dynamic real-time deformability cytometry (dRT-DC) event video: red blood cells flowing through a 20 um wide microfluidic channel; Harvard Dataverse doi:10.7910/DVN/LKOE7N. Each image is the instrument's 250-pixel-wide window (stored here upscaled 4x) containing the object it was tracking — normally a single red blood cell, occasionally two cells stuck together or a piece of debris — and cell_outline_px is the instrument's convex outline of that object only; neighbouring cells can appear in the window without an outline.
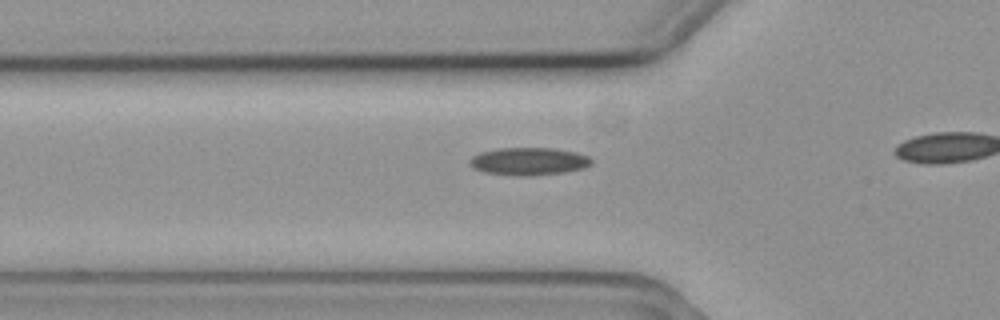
{"species": "common noctule bat (a hibernating species)", "species_latin": "Nyctalus noctula", "temperature_condition": "cold", "stored_images_in_passage": 20, "camera_frame_rate_fps": 3000, "um_per_image_px": 0.085, "animal": {"sex": "female", "body_mass_g": 19.3, "forearm_length_mm": 54.1}, "frame": {"image": 1, "passage_image": 15, "time_ms": 4.667, "image_size_px": [1000, 320], "cell_outline_px": [[592, 164], [584, 168], [564, 172], [528, 176], [516, 176], [484, 172], [472, 168], [468, 164], [468, 160], [472, 156], [480, 152], [500, 148], [552, 148], [576, 152], [588, 156], [592, 160]], "centroid_in_image_um": [44.91, 13.72], "position_along_channel_um": 80.9, "area_um2": 19.77}}